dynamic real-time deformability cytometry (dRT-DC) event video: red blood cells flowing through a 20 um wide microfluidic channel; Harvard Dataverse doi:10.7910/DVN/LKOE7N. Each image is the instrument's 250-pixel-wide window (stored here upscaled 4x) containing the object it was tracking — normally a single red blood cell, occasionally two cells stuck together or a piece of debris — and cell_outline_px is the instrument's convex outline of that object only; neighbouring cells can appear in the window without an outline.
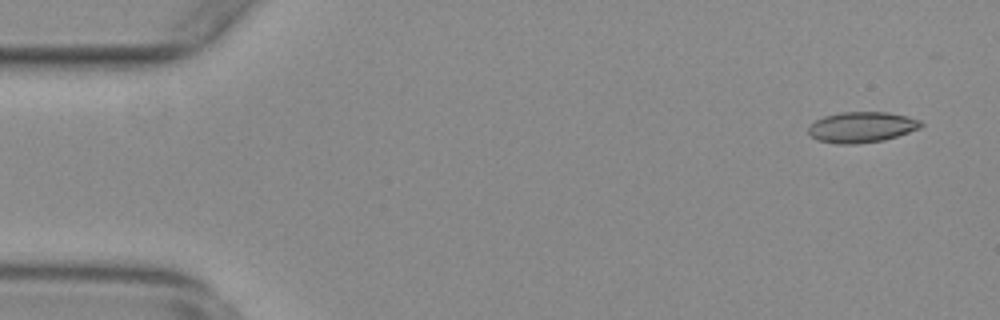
{"species": "common noctule bat (a hibernating species)", "species_latin": "Nyctalus noctula", "temperature_condition": "warm", "stored_images_in_passage": 17, "camera_frame_rate_fps": 3000, "um_per_image_px": 0.085, "animal": {"sex": "female", "body_mass_g": 29.2, "forearm_length_mm": 56.3}, "frame": {"image": 1, "passage_image": 3, "time_ms": 0.667, "image_size_px": [1000, 320], "cell_outline_px": [[924, 124], [920, 128], [884, 140], [856, 144], [836, 144], [820, 140], [812, 136], [808, 132], [808, 128], [816, 120], [824, 116], [840, 112], [888, 112], [908, 116], [920, 120]], "centroid_in_image_um": [73.26, 10.8], "position_along_channel_um": 11.7, "area_um2": 20.06}}